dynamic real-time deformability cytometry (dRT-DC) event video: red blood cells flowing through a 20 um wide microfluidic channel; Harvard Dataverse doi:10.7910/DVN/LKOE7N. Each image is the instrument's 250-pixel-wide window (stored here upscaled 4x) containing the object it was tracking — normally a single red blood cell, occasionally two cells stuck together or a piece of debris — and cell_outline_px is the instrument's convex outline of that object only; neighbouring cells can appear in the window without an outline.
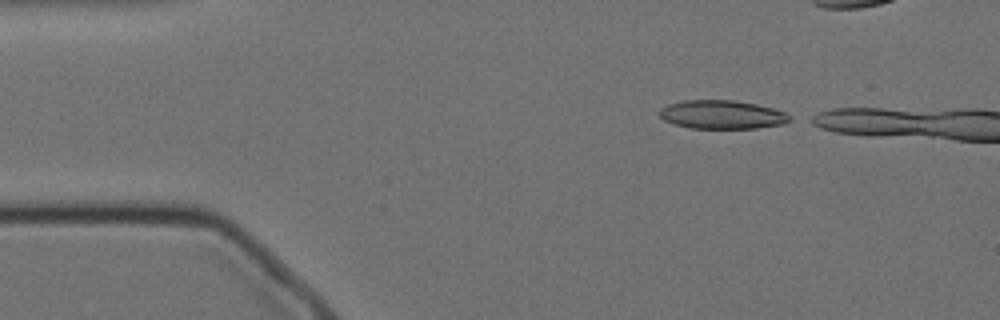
{"species": "Egyptian fruit bat (a non-hibernating species)", "species_latin": "Rousettus aegyptiacus", "temperature_condition": "cold", "stored_images_in_passage": 4, "camera_frame_rate_fps": 3000, "um_per_image_px": 0.085, "animal": {"sex": "female"}, "frame": {"image": 1, "passage_image": 1, "time_ms": 0.0, "image_size_px": [1000, 320], "cell_outline_px": [[792, 120], [784, 124], [756, 128], [688, 128], [664, 120], [660, 116], [660, 108], [668, 104], [684, 100], [732, 100], [756, 104], [772, 108], [784, 112]], "centroid_in_image_um": [61.36, 9.74], "position_along_channel_um": 23.6, "area_um2": 21.56}}